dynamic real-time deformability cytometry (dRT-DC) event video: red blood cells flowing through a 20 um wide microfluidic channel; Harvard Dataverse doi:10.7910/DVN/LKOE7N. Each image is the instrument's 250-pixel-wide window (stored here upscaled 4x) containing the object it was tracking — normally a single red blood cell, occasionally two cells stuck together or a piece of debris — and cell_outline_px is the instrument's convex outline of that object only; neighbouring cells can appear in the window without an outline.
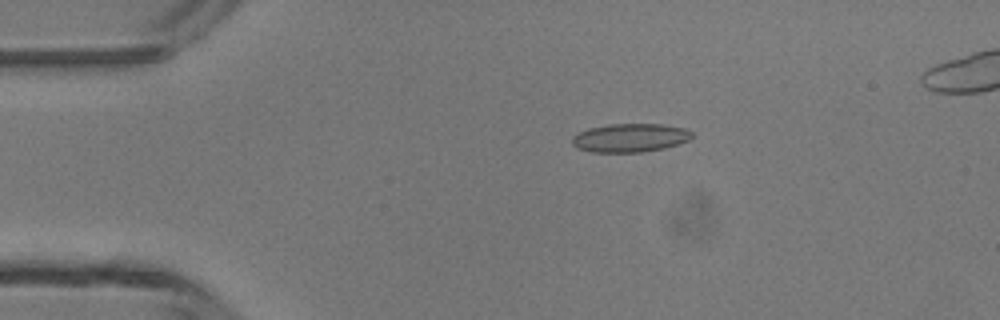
{"species": "common noctule bat (a hibernating species)", "species_latin": "Nyctalus noctula", "temperature_condition": "room temperature", "stored_images_in_passage": 3, "camera_frame_rate_fps": 3000, "um_per_image_px": 0.085, "animal": {"sex": "male", "body_mass_g": 13.3}, "frame": {"image": 1, "passage_image": 1, "time_ms": 0.0, "image_size_px": [1000, 320], "cell_outline_px": [[692, 136], [688, 140], [664, 148], [640, 152], [592, 152], [576, 148], [572, 144], [572, 136], [588, 128], [608, 124], [664, 124], [684, 128], [692, 132]], "centroid_in_image_um": [53.52, 11.71], "position_along_channel_um": 31.5, "area_um2": 19.88}}